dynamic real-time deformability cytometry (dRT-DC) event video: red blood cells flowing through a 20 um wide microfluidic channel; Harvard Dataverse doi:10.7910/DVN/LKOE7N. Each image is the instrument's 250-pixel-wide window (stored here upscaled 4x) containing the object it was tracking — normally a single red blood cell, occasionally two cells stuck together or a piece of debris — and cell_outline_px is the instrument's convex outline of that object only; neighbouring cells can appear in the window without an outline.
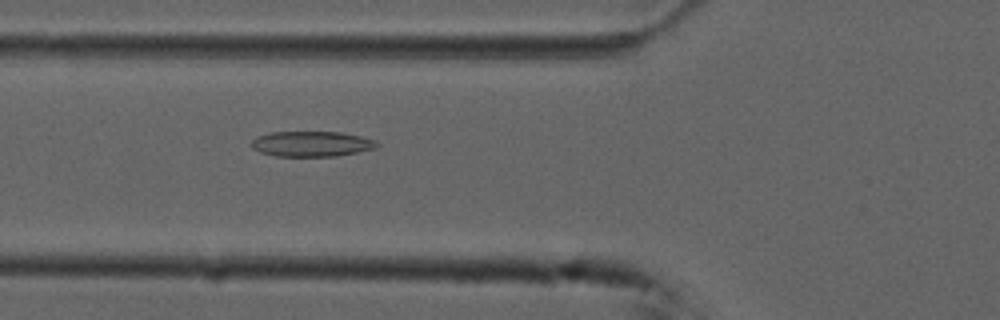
{"species": "common noctule bat (a hibernating species)", "species_latin": "Nyctalus noctula", "temperature_condition": "cold", "stored_images_in_passage": 47, "camera_frame_rate_fps": 3000, "um_per_image_px": 0.085, "animal": {"sex": "male", "forearm_length_mm": 52.5}, "frame": {"image": 1, "passage_image": 12, "time_ms": 3.667, "image_size_px": [1000, 320], "cell_outline_px": [[380, 144], [376, 148], [336, 156], [276, 156], [260, 152], [252, 148], [252, 140], [256, 136], [272, 132], [340, 132], [360, 136], [376, 140]], "centroid_in_image_um": [26.49, 12.23], "position_along_channel_um": 99.3, "area_um2": 18.5}}
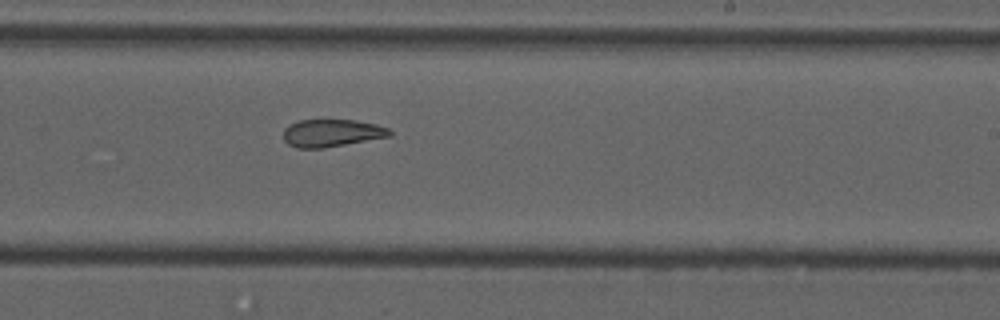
{"frame": {"image": 2, "passage_image": 25, "time_ms": 8.0, "image_size_px": [1000, 320], "cell_outline_px": [[392, 136], [324, 148], [296, 148], [288, 144], [284, 140], [284, 128], [288, 124], [300, 120], [356, 120], [376, 124], [388, 128], [392, 132]], "centroid_in_image_um": [28.19, 11.31], "position_along_channel_um": 260.8, "area_um2": 17.17}}
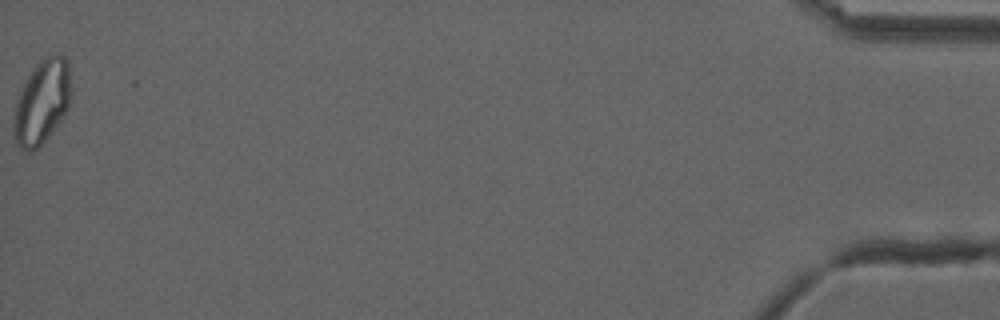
{"frame": {"image": 3, "passage_image": 47, "time_ms": 15.333, "image_size_px": [1000, 320], "cell_outline_px": [[68, 108], [48, 136], [32, 152], [28, 152], [20, 148], [16, 144], [16, 104], [20, 92], [24, 84], [36, 64], [52, 52], [60, 52], [68, 56]], "centroid_in_image_um": [3.59, 8.6], "position_along_channel_um": 431.6, "area_um2": 26.93}, "authors_computed_cell_mechanics": {"area_um2": 19.652, "velocity_mm_per_s": 3.7271, "shape_relaxation_time_tau1_ms": 9.8166, "shape_relaxation_time_tau2_ms": 4.0016, "deformation_change_tau1": 0.2012, "deformation_change_tau2": 0.1194}}